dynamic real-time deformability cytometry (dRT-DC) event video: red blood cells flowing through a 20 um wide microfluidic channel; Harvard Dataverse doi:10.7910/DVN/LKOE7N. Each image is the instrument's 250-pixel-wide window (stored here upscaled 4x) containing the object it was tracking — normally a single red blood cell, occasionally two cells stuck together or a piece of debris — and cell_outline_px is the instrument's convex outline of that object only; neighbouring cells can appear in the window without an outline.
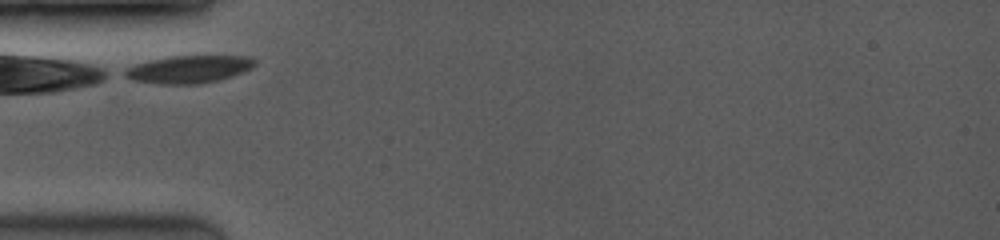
{"species": "common noctule bat (a hibernating species)", "species_latin": "Nyctalus noctula", "temperature_condition": "room temperature", "stored_images_in_passage": 3, "camera_frame_rate_fps": 3500, "um_per_image_px": 0.085, "animal": {"sex": "female", "body_mass_g": 19.0, "forearm_length_mm": 53.3}, "frame": {"image": 1, "passage_image": 1, "time_ms": 0.0, "image_size_px": [1000, 240], "cell_outline_px": [[256, 64], [252, 68], [244, 72], [220, 80], [200, 84], [160, 84], [132, 80], [124, 76], [120, 72], [136, 64], [152, 60], [172, 56], [252, 56], [256, 60]], "centroid_in_image_um": [16.08, 5.89], "position_along_channel_um": 68.9, "area_um2": 21.04}}